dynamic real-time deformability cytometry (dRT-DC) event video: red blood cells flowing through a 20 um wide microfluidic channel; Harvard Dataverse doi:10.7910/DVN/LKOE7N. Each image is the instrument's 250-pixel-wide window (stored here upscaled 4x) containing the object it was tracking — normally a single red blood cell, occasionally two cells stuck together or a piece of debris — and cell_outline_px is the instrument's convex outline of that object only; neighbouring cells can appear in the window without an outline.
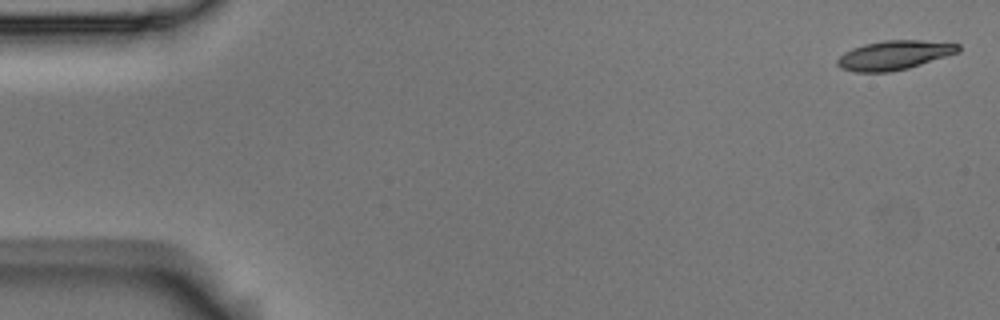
{"species": "Egyptian fruit bat (a non-hibernating species)", "species_latin": "Rousettus aegyptiacus", "temperature_condition": "room temperature", "stored_images_in_passage": 6, "camera_frame_rate_fps": 3000, "um_per_image_px": 0.085, "animal": {"sex": "male"}, "frame": {"image": 1, "passage_image": 1, "time_ms": 0.0, "image_size_px": [1000, 320], "cell_outline_px": [[960, 52], [948, 56], [908, 68], [888, 72], [856, 72], [840, 68], [836, 64], [836, 60], [844, 52], [852, 48], [864, 44], [884, 40], [920, 40], [960, 44]], "centroid_in_image_um": [76.0, 4.69], "position_along_channel_um": 9.0, "area_um2": 20.63}}
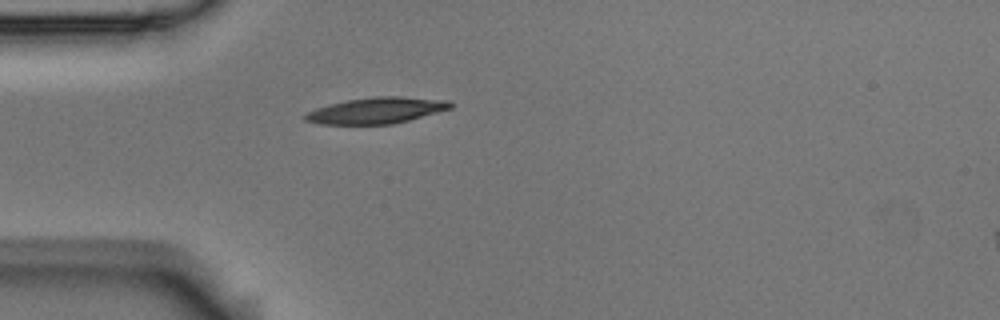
{"frame": {"image": 2, "passage_image": 5, "time_ms": 1.333, "image_size_px": [1000, 320], "cell_outline_px": [[452, 108], [408, 120], [392, 124], [320, 124], [304, 120], [300, 116], [316, 108], [348, 100], [376, 96], [400, 96], [452, 100]], "centroid_in_image_um": [32.01, 9.38], "position_along_channel_um": 53.0, "area_um2": 22.08}}